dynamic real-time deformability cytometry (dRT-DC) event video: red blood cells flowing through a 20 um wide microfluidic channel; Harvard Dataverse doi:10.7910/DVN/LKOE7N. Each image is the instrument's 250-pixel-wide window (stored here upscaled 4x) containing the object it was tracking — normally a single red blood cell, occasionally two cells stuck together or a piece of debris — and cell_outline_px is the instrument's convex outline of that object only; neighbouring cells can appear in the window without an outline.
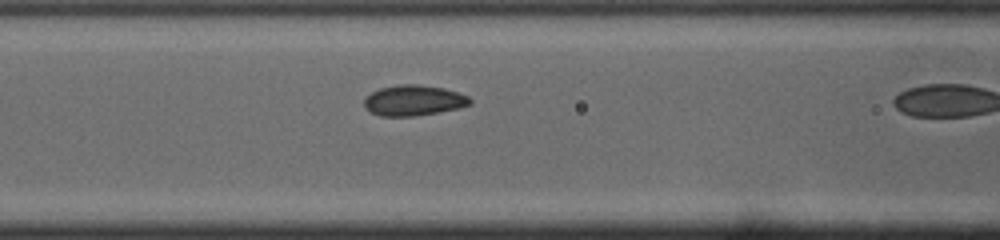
{"species": "common noctule bat (a hibernating species)", "species_latin": "Nyctalus noctula", "temperature_condition": "cold", "stored_images_in_passage": 11, "camera_frame_rate_fps": 3000, "um_per_image_px": 0.085, "animal": {"sex": "male", "body_mass_g": 19.0, "forearm_length_mm": 50.8}, "frame": {"image": 1, "passage_image": 10, "time_ms": 3.0, "image_size_px": [1000, 240], "cell_outline_px": [[472, 104], [460, 108], [416, 116], [380, 116], [364, 108], [364, 100], [372, 92], [380, 88], [396, 84], [420, 84], [444, 88], [468, 96], [472, 100]], "centroid_in_image_um": [35.17, 8.53], "position_along_channel_um": 131.4, "area_um2": 18.96}}